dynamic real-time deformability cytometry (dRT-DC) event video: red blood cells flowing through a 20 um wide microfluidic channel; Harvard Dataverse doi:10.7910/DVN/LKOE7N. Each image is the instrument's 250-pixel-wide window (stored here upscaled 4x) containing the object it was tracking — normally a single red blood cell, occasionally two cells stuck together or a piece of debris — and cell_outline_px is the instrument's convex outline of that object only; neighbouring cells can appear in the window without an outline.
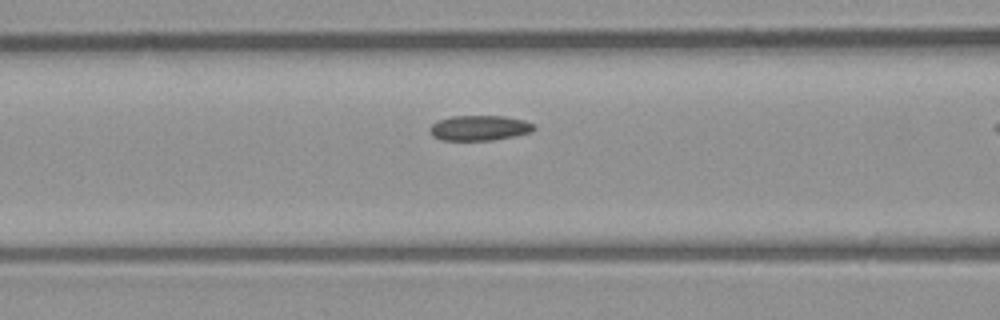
{"species": "common noctule bat (a hibernating species)", "species_latin": "Nyctalus noctula", "temperature_condition": "room temperature", "stored_images_in_passage": 11, "camera_frame_rate_fps": 3000, "um_per_image_px": 0.085, "animal": {"sex": "male", "body_mass_g": 23.1, "forearm_length_mm": 52.7}, "frame": {"image": 1, "passage_image": 10, "time_ms": 3.0, "image_size_px": [1000, 320], "cell_outline_px": [[536, 128], [532, 132], [492, 140], [440, 140], [432, 136], [428, 132], [428, 128], [432, 124], [440, 120], [452, 116], [504, 116], [524, 120], [532, 124]], "centroid_in_image_um": [40.71, 10.88], "position_along_channel_um": 125.9, "area_um2": 15.26}}